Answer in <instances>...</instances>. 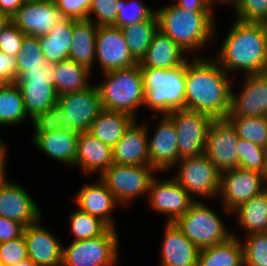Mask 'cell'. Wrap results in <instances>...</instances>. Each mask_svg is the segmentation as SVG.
<instances>
[{"instance_id": "obj_51", "label": "cell", "mask_w": 267, "mask_h": 266, "mask_svg": "<svg viewBox=\"0 0 267 266\" xmlns=\"http://www.w3.org/2000/svg\"><path fill=\"white\" fill-rule=\"evenodd\" d=\"M172 3L182 9L188 10L189 12L193 11H214V5L210 0H175Z\"/></svg>"}, {"instance_id": "obj_21", "label": "cell", "mask_w": 267, "mask_h": 266, "mask_svg": "<svg viewBox=\"0 0 267 266\" xmlns=\"http://www.w3.org/2000/svg\"><path fill=\"white\" fill-rule=\"evenodd\" d=\"M41 221L42 219L24 228L28 258L36 266H62L63 243L50 230L45 229Z\"/></svg>"}, {"instance_id": "obj_4", "label": "cell", "mask_w": 267, "mask_h": 266, "mask_svg": "<svg viewBox=\"0 0 267 266\" xmlns=\"http://www.w3.org/2000/svg\"><path fill=\"white\" fill-rule=\"evenodd\" d=\"M104 81L97 86L102 109L128 113L137 119L139 107H143L145 91L140 65L102 74Z\"/></svg>"}, {"instance_id": "obj_45", "label": "cell", "mask_w": 267, "mask_h": 266, "mask_svg": "<svg viewBox=\"0 0 267 266\" xmlns=\"http://www.w3.org/2000/svg\"><path fill=\"white\" fill-rule=\"evenodd\" d=\"M28 258L24 235L0 243V260L5 266L16 265Z\"/></svg>"}, {"instance_id": "obj_49", "label": "cell", "mask_w": 267, "mask_h": 266, "mask_svg": "<svg viewBox=\"0 0 267 266\" xmlns=\"http://www.w3.org/2000/svg\"><path fill=\"white\" fill-rule=\"evenodd\" d=\"M24 228L21 223L0 216V243L19 238Z\"/></svg>"}, {"instance_id": "obj_58", "label": "cell", "mask_w": 267, "mask_h": 266, "mask_svg": "<svg viewBox=\"0 0 267 266\" xmlns=\"http://www.w3.org/2000/svg\"><path fill=\"white\" fill-rule=\"evenodd\" d=\"M35 1H40V0H23L24 3H26V2H35Z\"/></svg>"}, {"instance_id": "obj_25", "label": "cell", "mask_w": 267, "mask_h": 266, "mask_svg": "<svg viewBox=\"0 0 267 266\" xmlns=\"http://www.w3.org/2000/svg\"><path fill=\"white\" fill-rule=\"evenodd\" d=\"M160 266H197L200 250L176 226L166 223Z\"/></svg>"}, {"instance_id": "obj_41", "label": "cell", "mask_w": 267, "mask_h": 266, "mask_svg": "<svg viewBox=\"0 0 267 266\" xmlns=\"http://www.w3.org/2000/svg\"><path fill=\"white\" fill-rule=\"evenodd\" d=\"M231 7L239 21L267 24V0H234Z\"/></svg>"}, {"instance_id": "obj_32", "label": "cell", "mask_w": 267, "mask_h": 266, "mask_svg": "<svg viewBox=\"0 0 267 266\" xmlns=\"http://www.w3.org/2000/svg\"><path fill=\"white\" fill-rule=\"evenodd\" d=\"M222 244L201 249L197 266H244L243 245L237 233Z\"/></svg>"}, {"instance_id": "obj_39", "label": "cell", "mask_w": 267, "mask_h": 266, "mask_svg": "<svg viewBox=\"0 0 267 266\" xmlns=\"http://www.w3.org/2000/svg\"><path fill=\"white\" fill-rule=\"evenodd\" d=\"M236 149L239 168L257 171L267 177L264 149L262 146L239 138Z\"/></svg>"}, {"instance_id": "obj_54", "label": "cell", "mask_w": 267, "mask_h": 266, "mask_svg": "<svg viewBox=\"0 0 267 266\" xmlns=\"http://www.w3.org/2000/svg\"><path fill=\"white\" fill-rule=\"evenodd\" d=\"M11 22V18L5 13L0 11V32Z\"/></svg>"}, {"instance_id": "obj_59", "label": "cell", "mask_w": 267, "mask_h": 266, "mask_svg": "<svg viewBox=\"0 0 267 266\" xmlns=\"http://www.w3.org/2000/svg\"><path fill=\"white\" fill-rule=\"evenodd\" d=\"M0 266H5V265L1 262V260H0Z\"/></svg>"}, {"instance_id": "obj_53", "label": "cell", "mask_w": 267, "mask_h": 266, "mask_svg": "<svg viewBox=\"0 0 267 266\" xmlns=\"http://www.w3.org/2000/svg\"><path fill=\"white\" fill-rule=\"evenodd\" d=\"M7 148L4 143H0V182L7 177L6 176V161H7Z\"/></svg>"}, {"instance_id": "obj_16", "label": "cell", "mask_w": 267, "mask_h": 266, "mask_svg": "<svg viewBox=\"0 0 267 266\" xmlns=\"http://www.w3.org/2000/svg\"><path fill=\"white\" fill-rule=\"evenodd\" d=\"M146 200L152 209L167 216L166 223H175L196 201L173 177L164 181L154 177Z\"/></svg>"}, {"instance_id": "obj_40", "label": "cell", "mask_w": 267, "mask_h": 266, "mask_svg": "<svg viewBox=\"0 0 267 266\" xmlns=\"http://www.w3.org/2000/svg\"><path fill=\"white\" fill-rule=\"evenodd\" d=\"M242 245L244 266H267V232L248 234Z\"/></svg>"}, {"instance_id": "obj_35", "label": "cell", "mask_w": 267, "mask_h": 266, "mask_svg": "<svg viewBox=\"0 0 267 266\" xmlns=\"http://www.w3.org/2000/svg\"><path fill=\"white\" fill-rule=\"evenodd\" d=\"M29 117L21 91L15 82L0 85V125H18Z\"/></svg>"}, {"instance_id": "obj_52", "label": "cell", "mask_w": 267, "mask_h": 266, "mask_svg": "<svg viewBox=\"0 0 267 266\" xmlns=\"http://www.w3.org/2000/svg\"><path fill=\"white\" fill-rule=\"evenodd\" d=\"M23 3V0H0V11L5 12L11 18Z\"/></svg>"}, {"instance_id": "obj_28", "label": "cell", "mask_w": 267, "mask_h": 266, "mask_svg": "<svg viewBox=\"0 0 267 266\" xmlns=\"http://www.w3.org/2000/svg\"><path fill=\"white\" fill-rule=\"evenodd\" d=\"M98 26L89 20H73L72 44L68 59L88 67L95 63V40Z\"/></svg>"}, {"instance_id": "obj_20", "label": "cell", "mask_w": 267, "mask_h": 266, "mask_svg": "<svg viewBox=\"0 0 267 266\" xmlns=\"http://www.w3.org/2000/svg\"><path fill=\"white\" fill-rule=\"evenodd\" d=\"M155 133L148 140L150 166L156 172H168L180 160L177 146V134L173 120L163 114L158 121Z\"/></svg>"}, {"instance_id": "obj_19", "label": "cell", "mask_w": 267, "mask_h": 266, "mask_svg": "<svg viewBox=\"0 0 267 266\" xmlns=\"http://www.w3.org/2000/svg\"><path fill=\"white\" fill-rule=\"evenodd\" d=\"M0 216L21 223L24 227L43 219L38 204L28 192L6 177L0 182Z\"/></svg>"}, {"instance_id": "obj_13", "label": "cell", "mask_w": 267, "mask_h": 266, "mask_svg": "<svg viewBox=\"0 0 267 266\" xmlns=\"http://www.w3.org/2000/svg\"><path fill=\"white\" fill-rule=\"evenodd\" d=\"M235 125L228 117L213 118L206 138L205 155L222 173L239 167Z\"/></svg>"}, {"instance_id": "obj_47", "label": "cell", "mask_w": 267, "mask_h": 266, "mask_svg": "<svg viewBox=\"0 0 267 266\" xmlns=\"http://www.w3.org/2000/svg\"><path fill=\"white\" fill-rule=\"evenodd\" d=\"M57 8L65 18L88 20L92 0H54Z\"/></svg>"}, {"instance_id": "obj_8", "label": "cell", "mask_w": 267, "mask_h": 266, "mask_svg": "<svg viewBox=\"0 0 267 266\" xmlns=\"http://www.w3.org/2000/svg\"><path fill=\"white\" fill-rule=\"evenodd\" d=\"M176 166L179 170L176 171L173 178L194 200H197L195 198L197 196L210 200L214 196L218 197L221 172L205 154L182 158L175 164V168Z\"/></svg>"}, {"instance_id": "obj_12", "label": "cell", "mask_w": 267, "mask_h": 266, "mask_svg": "<svg viewBox=\"0 0 267 266\" xmlns=\"http://www.w3.org/2000/svg\"><path fill=\"white\" fill-rule=\"evenodd\" d=\"M174 123L180 159L205 153L207 132L213 118L207 114L180 109L167 114Z\"/></svg>"}, {"instance_id": "obj_15", "label": "cell", "mask_w": 267, "mask_h": 266, "mask_svg": "<svg viewBox=\"0 0 267 266\" xmlns=\"http://www.w3.org/2000/svg\"><path fill=\"white\" fill-rule=\"evenodd\" d=\"M186 62L173 69H163L162 88L145 91L144 105L158 114H169L185 109Z\"/></svg>"}, {"instance_id": "obj_36", "label": "cell", "mask_w": 267, "mask_h": 266, "mask_svg": "<svg viewBox=\"0 0 267 266\" xmlns=\"http://www.w3.org/2000/svg\"><path fill=\"white\" fill-rule=\"evenodd\" d=\"M67 218H69V227L74 235V241L101 236L110 228L98 217L85 213L78 208Z\"/></svg>"}, {"instance_id": "obj_3", "label": "cell", "mask_w": 267, "mask_h": 266, "mask_svg": "<svg viewBox=\"0 0 267 266\" xmlns=\"http://www.w3.org/2000/svg\"><path fill=\"white\" fill-rule=\"evenodd\" d=\"M158 29L174 40L186 53L199 54L215 40L213 11H193L168 4L155 9Z\"/></svg>"}, {"instance_id": "obj_23", "label": "cell", "mask_w": 267, "mask_h": 266, "mask_svg": "<svg viewBox=\"0 0 267 266\" xmlns=\"http://www.w3.org/2000/svg\"><path fill=\"white\" fill-rule=\"evenodd\" d=\"M137 122L136 119L112 148L113 163L150 166L148 126L146 123L138 124Z\"/></svg>"}, {"instance_id": "obj_42", "label": "cell", "mask_w": 267, "mask_h": 266, "mask_svg": "<svg viewBox=\"0 0 267 266\" xmlns=\"http://www.w3.org/2000/svg\"><path fill=\"white\" fill-rule=\"evenodd\" d=\"M155 9L149 8L141 0H121L116 27L134 24L149 18Z\"/></svg>"}, {"instance_id": "obj_38", "label": "cell", "mask_w": 267, "mask_h": 266, "mask_svg": "<svg viewBox=\"0 0 267 266\" xmlns=\"http://www.w3.org/2000/svg\"><path fill=\"white\" fill-rule=\"evenodd\" d=\"M17 77L25 70L40 69L46 65L47 60L41 49L38 37L25 36L21 50L16 56Z\"/></svg>"}, {"instance_id": "obj_14", "label": "cell", "mask_w": 267, "mask_h": 266, "mask_svg": "<svg viewBox=\"0 0 267 266\" xmlns=\"http://www.w3.org/2000/svg\"><path fill=\"white\" fill-rule=\"evenodd\" d=\"M95 58L102 73L130 68L138 64L129 51L121 28L116 26H98Z\"/></svg>"}, {"instance_id": "obj_18", "label": "cell", "mask_w": 267, "mask_h": 266, "mask_svg": "<svg viewBox=\"0 0 267 266\" xmlns=\"http://www.w3.org/2000/svg\"><path fill=\"white\" fill-rule=\"evenodd\" d=\"M243 79L238 94L232 88L227 117L267 116V72L245 75Z\"/></svg>"}, {"instance_id": "obj_37", "label": "cell", "mask_w": 267, "mask_h": 266, "mask_svg": "<svg viewBox=\"0 0 267 266\" xmlns=\"http://www.w3.org/2000/svg\"><path fill=\"white\" fill-rule=\"evenodd\" d=\"M235 125L239 138L264 146L267 143V116L228 117Z\"/></svg>"}, {"instance_id": "obj_34", "label": "cell", "mask_w": 267, "mask_h": 266, "mask_svg": "<svg viewBox=\"0 0 267 266\" xmlns=\"http://www.w3.org/2000/svg\"><path fill=\"white\" fill-rule=\"evenodd\" d=\"M125 42L132 56L139 62L151 44L154 33L158 30L155 12L147 19L121 27Z\"/></svg>"}, {"instance_id": "obj_24", "label": "cell", "mask_w": 267, "mask_h": 266, "mask_svg": "<svg viewBox=\"0 0 267 266\" xmlns=\"http://www.w3.org/2000/svg\"><path fill=\"white\" fill-rule=\"evenodd\" d=\"M113 164L112 147L103 143L88 131L80 132L74 166L88 175L100 177Z\"/></svg>"}, {"instance_id": "obj_29", "label": "cell", "mask_w": 267, "mask_h": 266, "mask_svg": "<svg viewBox=\"0 0 267 266\" xmlns=\"http://www.w3.org/2000/svg\"><path fill=\"white\" fill-rule=\"evenodd\" d=\"M135 120L128 113L102 109L88 132L113 148Z\"/></svg>"}, {"instance_id": "obj_50", "label": "cell", "mask_w": 267, "mask_h": 266, "mask_svg": "<svg viewBox=\"0 0 267 266\" xmlns=\"http://www.w3.org/2000/svg\"><path fill=\"white\" fill-rule=\"evenodd\" d=\"M143 76L144 90H152L154 88H162L163 85V69L140 68Z\"/></svg>"}, {"instance_id": "obj_46", "label": "cell", "mask_w": 267, "mask_h": 266, "mask_svg": "<svg viewBox=\"0 0 267 266\" xmlns=\"http://www.w3.org/2000/svg\"><path fill=\"white\" fill-rule=\"evenodd\" d=\"M25 36L24 33L10 22L0 32V51L16 57L21 50Z\"/></svg>"}, {"instance_id": "obj_56", "label": "cell", "mask_w": 267, "mask_h": 266, "mask_svg": "<svg viewBox=\"0 0 267 266\" xmlns=\"http://www.w3.org/2000/svg\"><path fill=\"white\" fill-rule=\"evenodd\" d=\"M210 1L212 2L213 5H216L215 3L232 5L234 2V0H210Z\"/></svg>"}, {"instance_id": "obj_2", "label": "cell", "mask_w": 267, "mask_h": 266, "mask_svg": "<svg viewBox=\"0 0 267 266\" xmlns=\"http://www.w3.org/2000/svg\"><path fill=\"white\" fill-rule=\"evenodd\" d=\"M235 20L213 58L229 75L267 72V24Z\"/></svg>"}, {"instance_id": "obj_17", "label": "cell", "mask_w": 267, "mask_h": 266, "mask_svg": "<svg viewBox=\"0 0 267 266\" xmlns=\"http://www.w3.org/2000/svg\"><path fill=\"white\" fill-rule=\"evenodd\" d=\"M64 19L54 0H40L23 3L11 22L25 35L41 37Z\"/></svg>"}, {"instance_id": "obj_9", "label": "cell", "mask_w": 267, "mask_h": 266, "mask_svg": "<svg viewBox=\"0 0 267 266\" xmlns=\"http://www.w3.org/2000/svg\"><path fill=\"white\" fill-rule=\"evenodd\" d=\"M54 75L55 63L47 62L42 70H25L15 80L30 119L57 104Z\"/></svg>"}, {"instance_id": "obj_30", "label": "cell", "mask_w": 267, "mask_h": 266, "mask_svg": "<svg viewBox=\"0 0 267 266\" xmlns=\"http://www.w3.org/2000/svg\"><path fill=\"white\" fill-rule=\"evenodd\" d=\"M72 33L73 19L65 18L57 23L49 34L38 37L47 62L58 63L68 59Z\"/></svg>"}, {"instance_id": "obj_5", "label": "cell", "mask_w": 267, "mask_h": 266, "mask_svg": "<svg viewBox=\"0 0 267 266\" xmlns=\"http://www.w3.org/2000/svg\"><path fill=\"white\" fill-rule=\"evenodd\" d=\"M175 224L199 250L222 244L233 236L222 218L199 199Z\"/></svg>"}, {"instance_id": "obj_48", "label": "cell", "mask_w": 267, "mask_h": 266, "mask_svg": "<svg viewBox=\"0 0 267 266\" xmlns=\"http://www.w3.org/2000/svg\"><path fill=\"white\" fill-rule=\"evenodd\" d=\"M17 79V60L15 56L0 51V85L15 82Z\"/></svg>"}, {"instance_id": "obj_31", "label": "cell", "mask_w": 267, "mask_h": 266, "mask_svg": "<svg viewBox=\"0 0 267 266\" xmlns=\"http://www.w3.org/2000/svg\"><path fill=\"white\" fill-rule=\"evenodd\" d=\"M93 72L86 66L72 60L55 63L54 87L58 96L81 91L92 85L90 77Z\"/></svg>"}, {"instance_id": "obj_55", "label": "cell", "mask_w": 267, "mask_h": 266, "mask_svg": "<svg viewBox=\"0 0 267 266\" xmlns=\"http://www.w3.org/2000/svg\"><path fill=\"white\" fill-rule=\"evenodd\" d=\"M12 266H36V265L30 258H27L23 261H20L16 265H12Z\"/></svg>"}, {"instance_id": "obj_57", "label": "cell", "mask_w": 267, "mask_h": 266, "mask_svg": "<svg viewBox=\"0 0 267 266\" xmlns=\"http://www.w3.org/2000/svg\"><path fill=\"white\" fill-rule=\"evenodd\" d=\"M263 149H264L265 164L267 169V143L263 146Z\"/></svg>"}, {"instance_id": "obj_11", "label": "cell", "mask_w": 267, "mask_h": 266, "mask_svg": "<svg viewBox=\"0 0 267 266\" xmlns=\"http://www.w3.org/2000/svg\"><path fill=\"white\" fill-rule=\"evenodd\" d=\"M267 187V177L260 172L236 167L221 173L219 196L229 215L240 204L260 195Z\"/></svg>"}, {"instance_id": "obj_1", "label": "cell", "mask_w": 267, "mask_h": 266, "mask_svg": "<svg viewBox=\"0 0 267 266\" xmlns=\"http://www.w3.org/2000/svg\"><path fill=\"white\" fill-rule=\"evenodd\" d=\"M202 55H191L195 59L186 61L185 109L212 118L227 117L231 107L230 75L212 56Z\"/></svg>"}, {"instance_id": "obj_7", "label": "cell", "mask_w": 267, "mask_h": 266, "mask_svg": "<svg viewBox=\"0 0 267 266\" xmlns=\"http://www.w3.org/2000/svg\"><path fill=\"white\" fill-rule=\"evenodd\" d=\"M156 170L146 165L113 163L99 178L106 184L120 206L130 205L139 196L148 197Z\"/></svg>"}, {"instance_id": "obj_10", "label": "cell", "mask_w": 267, "mask_h": 266, "mask_svg": "<svg viewBox=\"0 0 267 266\" xmlns=\"http://www.w3.org/2000/svg\"><path fill=\"white\" fill-rule=\"evenodd\" d=\"M57 104L63 110V128L80 133L89 128L102 110L99 90L96 85L58 96Z\"/></svg>"}, {"instance_id": "obj_6", "label": "cell", "mask_w": 267, "mask_h": 266, "mask_svg": "<svg viewBox=\"0 0 267 266\" xmlns=\"http://www.w3.org/2000/svg\"><path fill=\"white\" fill-rule=\"evenodd\" d=\"M118 238L117 230L109 228L101 236L72 240L63 246L62 266H116L120 259Z\"/></svg>"}, {"instance_id": "obj_43", "label": "cell", "mask_w": 267, "mask_h": 266, "mask_svg": "<svg viewBox=\"0 0 267 266\" xmlns=\"http://www.w3.org/2000/svg\"><path fill=\"white\" fill-rule=\"evenodd\" d=\"M120 4L121 0H92L88 20L97 26H116Z\"/></svg>"}, {"instance_id": "obj_22", "label": "cell", "mask_w": 267, "mask_h": 266, "mask_svg": "<svg viewBox=\"0 0 267 266\" xmlns=\"http://www.w3.org/2000/svg\"><path fill=\"white\" fill-rule=\"evenodd\" d=\"M74 203L79 210L98 217L110 228L116 229L112 212L120 206L106 184L98 177V181L84 185L75 195ZM116 207V208H115Z\"/></svg>"}, {"instance_id": "obj_44", "label": "cell", "mask_w": 267, "mask_h": 266, "mask_svg": "<svg viewBox=\"0 0 267 266\" xmlns=\"http://www.w3.org/2000/svg\"><path fill=\"white\" fill-rule=\"evenodd\" d=\"M31 121L34 128L33 140L38 134L62 129L63 110L56 104L44 112L37 114Z\"/></svg>"}, {"instance_id": "obj_26", "label": "cell", "mask_w": 267, "mask_h": 266, "mask_svg": "<svg viewBox=\"0 0 267 266\" xmlns=\"http://www.w3.org/2000/svg\"><path fill=\"white\" fill-rule=\"evenodd\" d=\"M184 56L189 55L174 40L158 29L138 64L140 68L173 69L187 61Z\"/></svg>"}, {"instance_id": "obj_33", "label": "cell", "mask_w": 267, "mask_h": 266, "mask_svg": "<svg viewBox=\"0 0 267 266\" xmlns=\"http://www.w3.org/2000/svg\"><path fill=\"white\" fill-rule=\"evenodd\" d=\"M231 213L237 216L238 225L246 231V235L252 233L267 232V190L260 195L240 204ZM235 213V214H234Z\"/></svg>"}, {"instance_id": "obj_27", "label": "cell", "mask_w": 267, "mask_h": 266, "mask_svg": "<svg viewBox=\"0 0 267 266\" xmlns=\"http://www.w3.org/2000/svg\"><path fill=\"white\" fill-rule=\"evenodd\" d=\"M79 134L64 129L54 130L38 134L32 142L35 147L56 162L74 166Z\"/></svg>"}]
</instances>
